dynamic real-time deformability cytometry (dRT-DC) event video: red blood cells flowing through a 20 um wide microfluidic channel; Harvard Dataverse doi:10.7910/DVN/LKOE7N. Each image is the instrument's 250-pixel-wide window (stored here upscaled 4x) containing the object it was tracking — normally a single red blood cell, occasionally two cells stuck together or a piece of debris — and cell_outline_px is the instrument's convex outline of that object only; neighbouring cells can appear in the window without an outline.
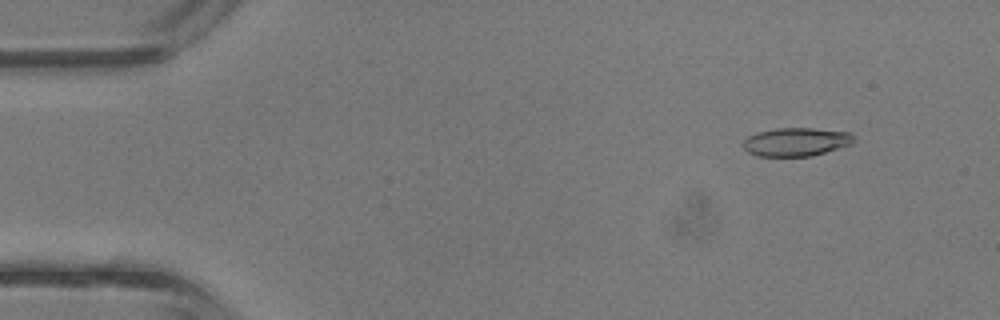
{"species": "common noctule bat (a hibernating species)", "species_latin": "Nyctalus noctula", "temperature_condition": "room temperature", "stored_images_in_passage": 43, "camera_frame_rate_fps": 3000, "um_per_image_px": 0.085, "animal": {"sex": "male", "body_mass_g": 13.3}, "frame": {"image": 1, "passage_image": 5, "time_ms": 1.333, "image_size_px": [1000, 320], "cell_outline_px": [[856, 140], [852, 144], [812, 156], [756, 156], [748, 152], [740, 144], [748, 136], [756, 132], [776, 128], [812, 128], [848, 132]], "centroid_in_image_um": [67.63, 12.06], "position_along_channel_um": 17.4, "area_um2": 18.44}}
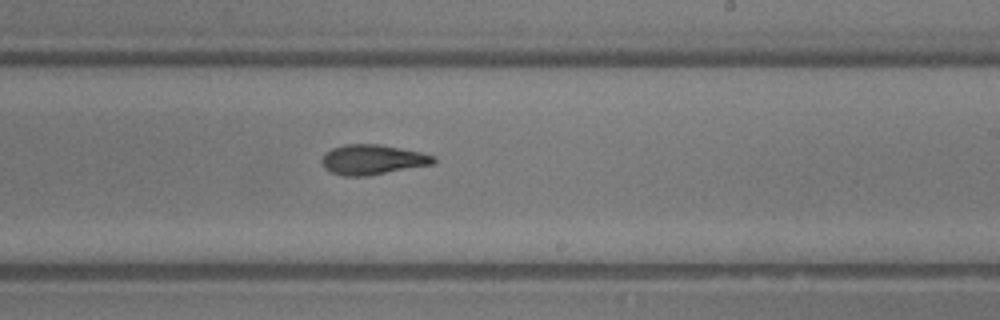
{"frame": {"image": 2, "passage_image": 26, "time_ms": 8.333, "image_size_px": [1000, 320], "cell_outline_px": [[436, 164], [368, 176], [344, 176], [332, 172], [324, 168], [320, 160], [324, 152], [332, 148], [344, 144], [376, 144], [400, 148], [420, 152], [436, 156]], "centroid_in_image_um": [31.67, 13.57], "position_along_channel_um": 257.3, "area_um2": 19.77}}
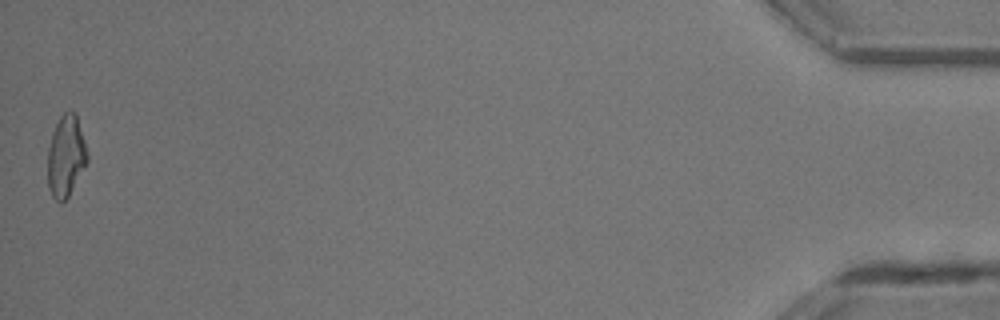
{"frame": {"image": 3, "passage_image": 43, "time_ms": 14.0, "image_size_px": [1000, 320], "cell_outline_px": [[88, 160], [68, 196], [60, 204], [52, 196], [48, 188], [48, 148], [52, 132], [60, 116], [68, 108], [76, 112], [84, 140], [88, 156]], "centroid_in_image_um": [5.59, 13.23], "position_along_channel_um": 429.6, "area_um2": 18.79}, "authors_computed_cell_mechanics": {"area_um2": 19.074, "velocity_mm_per_s": 4.8416, "shape_relaxation_time_tau1_ms": 7.219, "shape_relaxation_time_tau2_ms": 5.0497, "deformation_change_tau1": 0.238, "deformation_change_tau2": 0.1688}}